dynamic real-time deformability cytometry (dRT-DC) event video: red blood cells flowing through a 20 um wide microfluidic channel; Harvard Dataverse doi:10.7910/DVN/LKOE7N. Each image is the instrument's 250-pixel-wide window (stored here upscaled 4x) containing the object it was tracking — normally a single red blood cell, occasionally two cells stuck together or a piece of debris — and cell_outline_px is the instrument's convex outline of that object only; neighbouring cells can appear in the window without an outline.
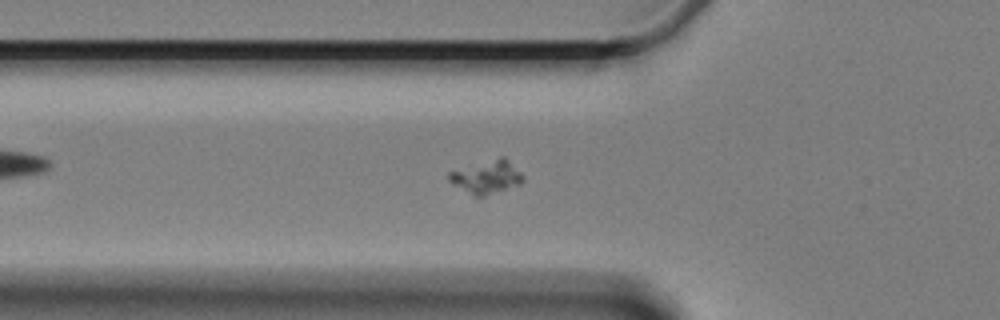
{"species": "Egyptian fruit bat (a non-hibernating species)", "species_latin": "Rousettus aegyptiacus", "temperature_condition": "cold", "stored_images_in_passage": 42, "camera_frame_rate_fps": 3000, "um_per_image_px": 0.085, "animal": {"sex": "female"}, "frame": {"image": 1, "passage_image": 2, "time_ms": 0.333, "image_size_px": [1000, 320], "cell_outline_px": [[524, 180], [520, 184], [484, 196], [476, 196], [452, 184], [448, 180], [448, 172], [500, 156], [504, 156], [524, 176]], "centroid_in_image_um": [41.37, 15.03], "position_along_channel_um": 84.4, "area_um2": 14.1}}
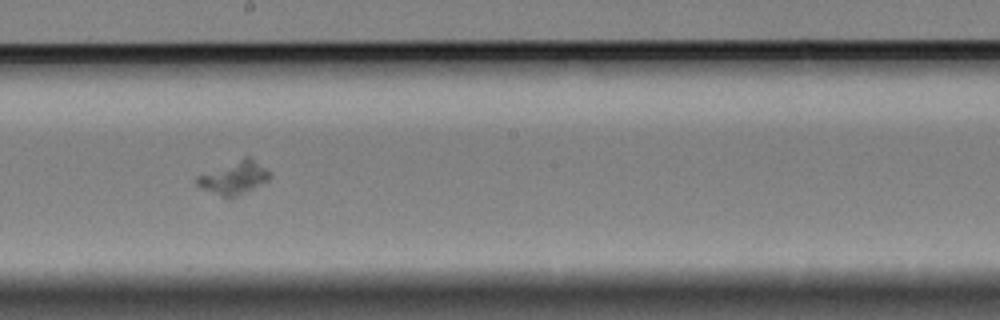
{"frame": {"image": 2, "passage_image": 15, "time_ms": 4.667, "image_size_px": [1000, 320], "cell_outline_px": [[272, 176], [268, 180], [236, 196], [224, 196], [200, 188], [196, 184], [196, 176], [244, 156], [252, 156]], "centroid_in_image_um": [19.87, 15.06], "position_along_channel_um": 228.3, "area_um2": 13.7}}
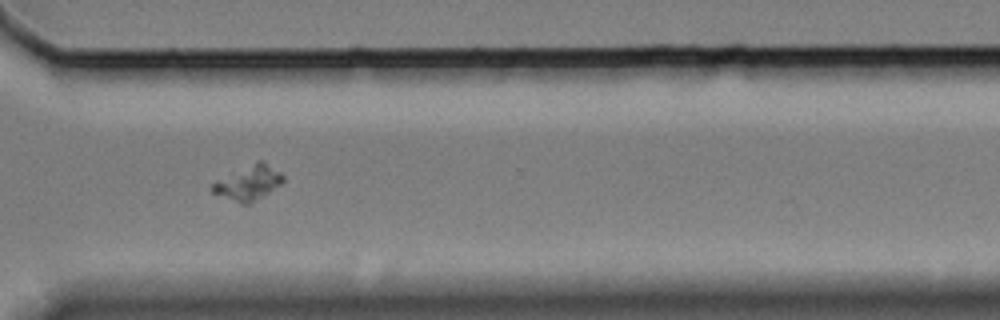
{"frame": {"image": 3, "passage_image": 26, "time_ms": 8.333, "image_size_px": [1000, 320], "cell_outline_px": [[284, 180], [280, 184], [252, 204], [240, 204], [212, 192], [208, 188], [212, 184], [260, 160], [280, 172], [284, 176]], "centroid_in_image_um": [21.13, 15.6], "position_along_channel_um": 349.5, "area_um2": 13.7}}